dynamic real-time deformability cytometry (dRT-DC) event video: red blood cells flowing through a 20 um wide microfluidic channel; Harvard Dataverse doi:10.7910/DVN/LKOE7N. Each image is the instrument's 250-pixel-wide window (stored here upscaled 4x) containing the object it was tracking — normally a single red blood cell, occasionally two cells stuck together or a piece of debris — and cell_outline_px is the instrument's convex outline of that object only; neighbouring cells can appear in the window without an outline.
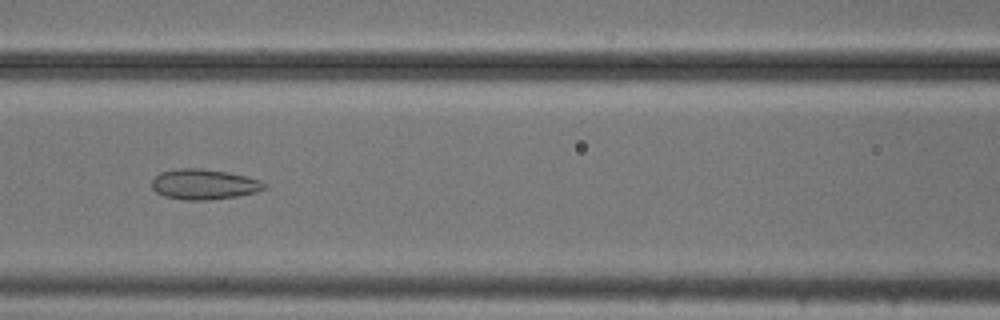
{"species": "common noctule bat (a hibernating species)", "species_latin": "Nyctalus noctula", "temperature_condition": "cold", "stored_images_in_passage": 48, "camera_frame_rate_fps": 3000, "um_per_image_px": 0.085, "animal": {"sex": "male", "body_mass_g": 20.5, "forearm_length_mm": 52.5}, "frame": {"image": 1, "passage_image": 18, "time_ms": 5.667, "image_size_px": [1000, 320], "cell_outline_px": [[268, 188], [256, 192], [240, 196], [208, 200], [184, 200], [164, 196], [156, 192], [152, 188], [152, 180], [160, 172], [180, 168], [200, 168], [228, 172], [248, 176], [260, 180]], "centroid_in_image_um": [17.36, 15.67], "position_along_channel_um": 149.2, "area_um2": 20.06}}
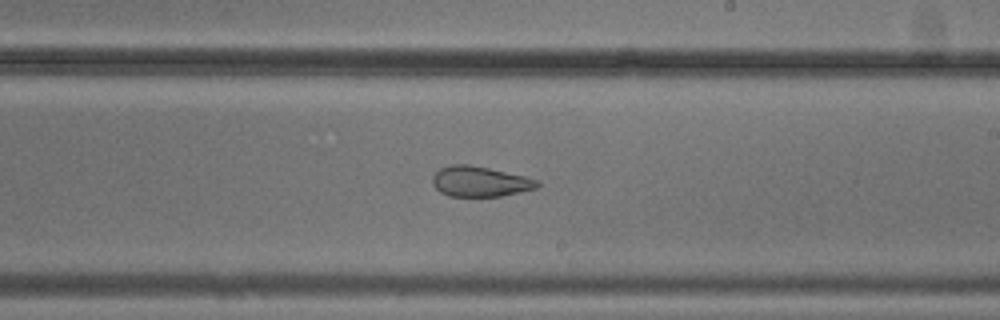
{"frame": {"image": 2, "passage_image": 26, "time_ms": 8.333, "image_size_px": [1000, 320], "cell_outline_px": [[540, 184], [536, 188], [520, 192], [500, 196], [448, 196], [440, 192], [432, 184], [432, 176], [440, 168], [452, 164], [468, 164], [488, 168], [524, 176], [536, 180]], "centroid_in_image_um": [40.75, 15.43], "position_along_channel_um": 248.2, "area_um2": 18.38}}
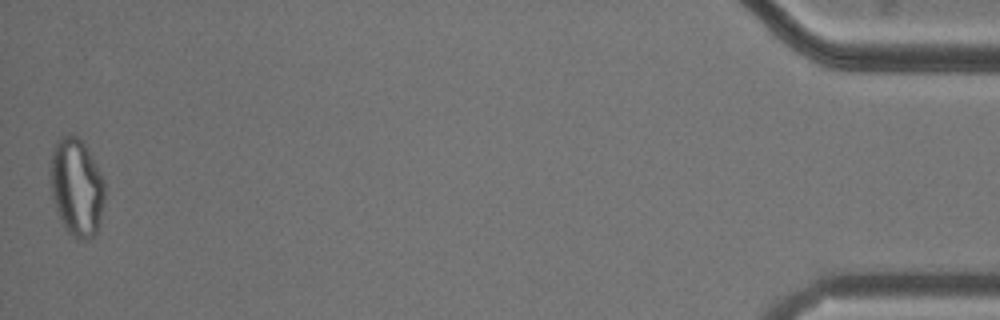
{"frame": {"image": 3, "passage_image": 48, "time_ms": 15.667, "image_size_px": [1000, 320], "cell_outline_px": [[104, 200], [96, 232], [88, 240], [76, 240], [68, 232], [56, 208], [52, 196], [52, 152], [56, 140], [68, 132], [72, 132], [84, 140], [104, 180]], "centroid_in_image_um": [6.53, 15.85], "position_along_channel_um": 428.7, "area_um2": 30.75}, "authors_computed_cell_mechanics": {"area_um2": 25.3453, "velocity_mm_per_s": 3.7163, "shape_relaxation_time_tau1_ms": null, "shape_relaxation_time_tau2_ms": 1.9224, "deformation_change_tau1": null, "deformation_change_tau2": 0.0811}}